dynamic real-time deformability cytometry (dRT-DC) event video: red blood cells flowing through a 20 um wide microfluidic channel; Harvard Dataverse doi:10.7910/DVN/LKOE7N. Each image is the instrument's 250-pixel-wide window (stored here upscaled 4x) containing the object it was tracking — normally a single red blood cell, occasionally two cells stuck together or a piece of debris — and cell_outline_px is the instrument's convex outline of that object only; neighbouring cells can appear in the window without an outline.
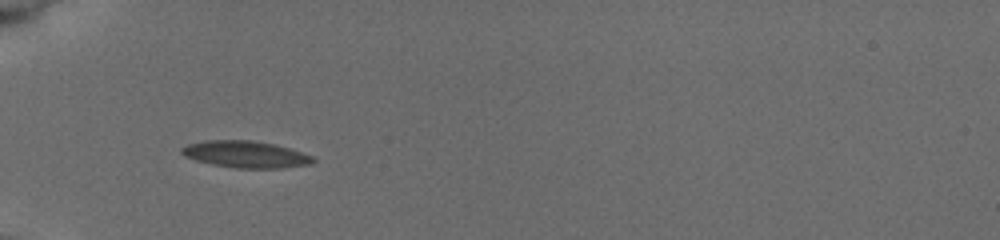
{"species": "common noctule bat (a hibernating species)", "species_latin": "Nyctalus noctula", "temperature_condition": "cold", "stored_images_in_passage": 31, "camera_frame_rate_fps": 3000, "um_per_image_px": 0.085, "animal": {"sex": "female", "body_mass_g": 19.5, "forearm_length_mm": 54.1}, "frame": {"image": 1, "passage_image": 1, "time_ms": 0.0, "image_size_px": [1000, 240], "cell_outline_px": [[316, 160], [312, 164], [280, 168], [236, 168], [212, 164], [196, 160], [184, 156], [180, 152], [180, 148], [188, 144], [204, 140], [252, 140], [276, 144], [312, 156]], "centroid_in_image_um": [20.86, 13.11], "position_along_channel_um": 64.1, "area_um2": 20.52}}
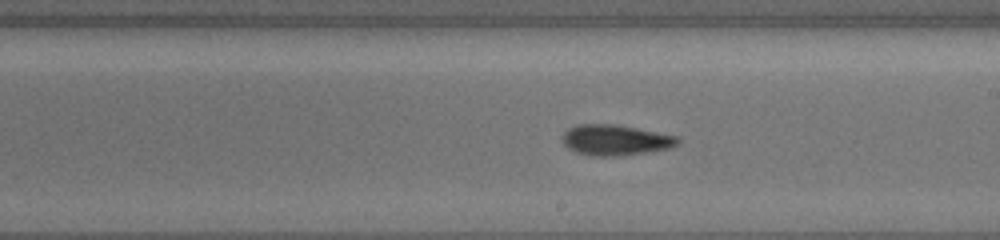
{"frame": {"image": 2, "passage_image": 14, "time_ms": 4.667, "image_size_px": [1000, 240], "cell_outline_px": [[680, 140], [676, 144], [668, 148], [620, 156], [592, 156], [576, 152], [568, 148], [560, 140], [560, 136], [568, 128], [576, 124], [616, 124], [676, 136]], "centroid_in_image_um": [52.21, 11.9], "position_along_channel_um": 236.8, "area_um2": 20.52}}
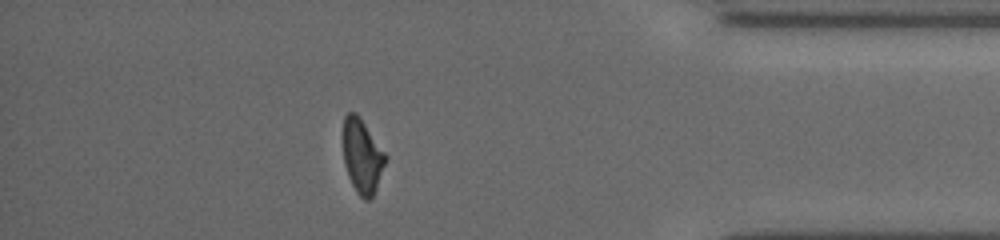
{"frame": {"image": 3, "passage_image": 27, "time_ms": 9.667, "image_size_px": [1000, 240], "cell_outline_px": [[388, 156], [372, 196], [368, 200], [364, 200], [356, 192], [348, 176], [344, 164], [344, 116], [348, 112], [356, 112], [360, 116]], "centroid_in_image_um": [30.79, 13.24], "position_along_channel_um": 404.4, "area_um2": 18.15}, "authors_computed_cell_mechanics": {"area_um2": 19.7676, "velocity_mm_per_s": 3.895, "shape_relaxation_time_tau1_ms": 4.2278, "shape_relaxation_time_tau2_ms": 7.6877, "deformation_change_tau1": 0.1154, "deformation_change_tau2": 0.1232}}